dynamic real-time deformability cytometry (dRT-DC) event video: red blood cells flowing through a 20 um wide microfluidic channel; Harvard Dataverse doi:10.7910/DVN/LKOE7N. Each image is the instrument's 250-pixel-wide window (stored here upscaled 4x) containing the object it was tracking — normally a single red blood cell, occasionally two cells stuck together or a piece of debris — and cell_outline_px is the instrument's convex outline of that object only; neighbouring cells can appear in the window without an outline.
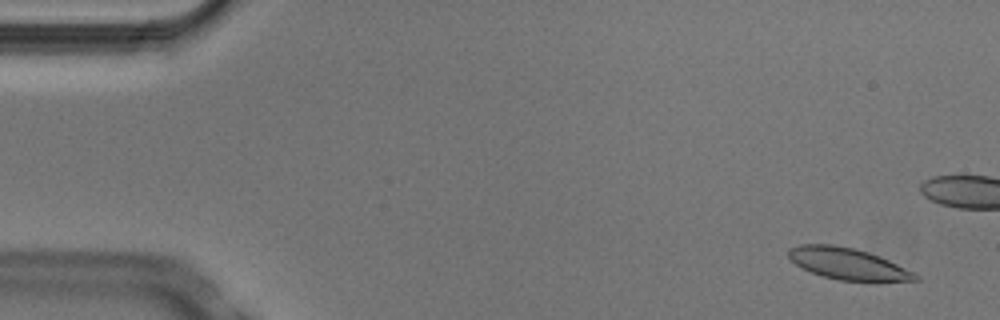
{"species": "Egyptian fruit bat (a non-hibernating species)", "species_latin": "Rousettus aegyptiacus", "temperature_condition": "cold", "stored_images_in_passage": 6, "camera_frame_rate_fps": 3000, "um_per_image_px": 0.085, "animal": {"sex": "male"}, "frame": {"image": 1, "passage_image": 1, "time_ms": 0.0, "image_size_px": [1000, 320], "cell_outline_px": [[920, 280], [840, 280], [824, 276], [812, 272], [796, 264], [788, 256], [788, 248], [800, 244], [832, 244], [856, 248], [880, 256], [920, 276]], "centroid_in_image_um": [72.02, 22.38], "position_along_channel_um": 13.0, "area_um2": 22.77}}